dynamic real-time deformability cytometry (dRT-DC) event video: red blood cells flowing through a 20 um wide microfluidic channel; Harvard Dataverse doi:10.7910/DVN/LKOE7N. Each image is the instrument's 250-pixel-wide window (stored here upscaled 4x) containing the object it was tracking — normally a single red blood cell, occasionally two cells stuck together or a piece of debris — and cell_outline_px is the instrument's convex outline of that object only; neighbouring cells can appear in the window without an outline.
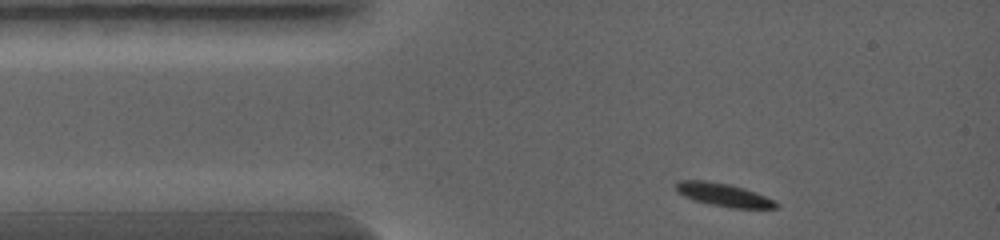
{"species": "common noctule bat (a hibernating species)", "species_latin": "Nyctalus noctula", "temperature_condition": "warm", "stored_images_in_passage": 2, "camera_frame_rate_fps": 5000, "um_per_image_px": 0.085, "animal": {"sex": "female", "body_mass_g": 19.0, "forearm_length_mm": 56.7}, "frame": {"image": 1, "passage_image": 1, "time_ms": 0.0, "image_size_px": [1000, 240], "cell_outline_px": [[780, 204], [776, 208], [732, 208], [692, 200], [676, 192], [676, 184], [680, 180], [708, 180], [732, 184], [744, 188], [776, 200]], "centroid_in_image_um": [61.52, 16.55], "position_along_channel_um": 23.5, "area_um2": 13.64}}